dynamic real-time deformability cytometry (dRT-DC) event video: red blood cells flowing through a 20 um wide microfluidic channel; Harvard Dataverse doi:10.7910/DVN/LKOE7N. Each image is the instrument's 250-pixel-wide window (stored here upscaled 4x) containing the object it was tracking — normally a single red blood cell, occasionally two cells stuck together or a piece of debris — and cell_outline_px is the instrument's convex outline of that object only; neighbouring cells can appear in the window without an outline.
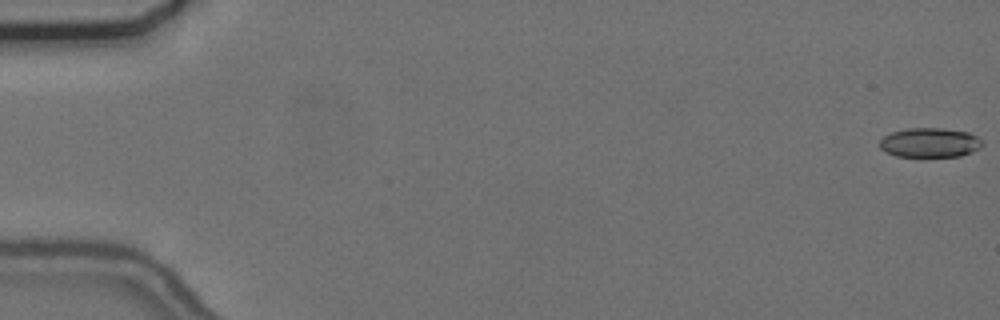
{"species": "common noctule bat (a hibernating species)", "species_latin": "Nyctalus noctula", "temperature_condition": "cold", "stored_images_in_passage": 54, "camera_frame_rate_fps": 3000, "um_per_image_px": 0.085, "animal": {"sex": "female", "body_mass_g": 24.6, "forearm_length_mm": 56.2}, "frame": {"image": 1, "passage_image": 1, "time_ms": 0.0, "image_size_px": [1000, 320], "cell_outline_px": [[984, 144], [980, 148], [972, 152], [960, 156], [896, 156], [880, 148], [880, 140], [884, 136], [892, 132], [908, 128], [940, 128], [968, 132], [976, 136]], "centroid_in_image_um": [79.05, 12.12], "position_along_channel_um": 6.0, "area_um2": 17.46}}
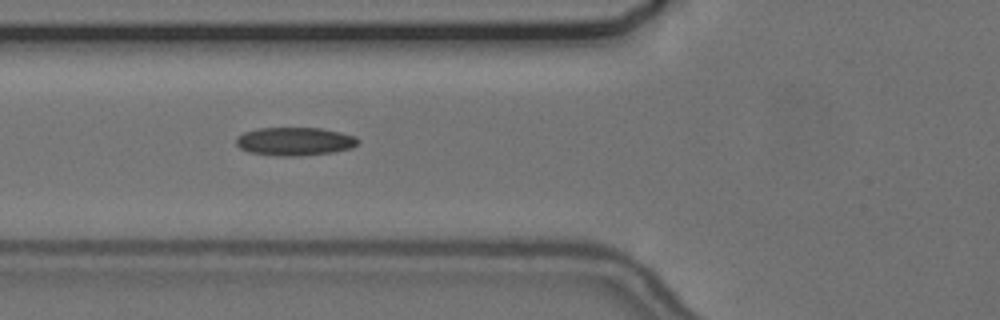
{"frame": {"image": 2, "passage_image": 22, "time_ms": 7.0, "image_size_px": [1000, 320], "cell_outline_px": [[360, 140], [352, 148], [332, 152], [300, 156], [276, 156], [248, 152], [240, 148], [236, 144], [236, 136], [244, 132], [256, 128], [320, 128], [340, 132], [356, 136]], "centroid_in_image_um": [25.03, 12.02], "position_along_channel_um": 100.8, "area_um2": 20.23}}
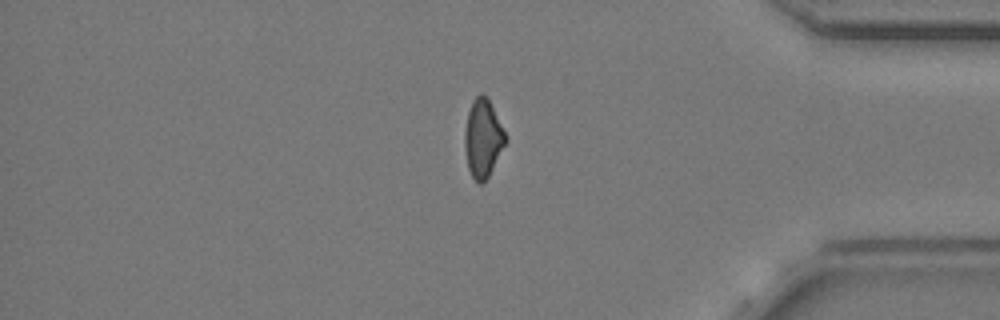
{"frame": {"image": 3, "passage_image": 48, "time_ms": 15.667, "image_size_px": [1000, 320], "cell_outline_px": [[508, 140], [488, 176], [480, 184], [472, 176], [468, 168], [464, 148], [464, 132], [468, 112], [472, 100], [480, 92], [488, 96], [508, 136]], "centroid_in_image_um": [41.06, 11.69], "position_along_channel_um": 394.1, "area_um2": 18.84}, "authors_computed_cell_mechanics": {"area_um2": 18.8428, "velocity_mm_per_s": 3.6816, "shape_relaxation_time_tau1_ms": null, "shape_relaxation_time_tau2_ms": 6.0099, "deformation_change_tau1": null, "deformation_change_tau2": 0.1676}}